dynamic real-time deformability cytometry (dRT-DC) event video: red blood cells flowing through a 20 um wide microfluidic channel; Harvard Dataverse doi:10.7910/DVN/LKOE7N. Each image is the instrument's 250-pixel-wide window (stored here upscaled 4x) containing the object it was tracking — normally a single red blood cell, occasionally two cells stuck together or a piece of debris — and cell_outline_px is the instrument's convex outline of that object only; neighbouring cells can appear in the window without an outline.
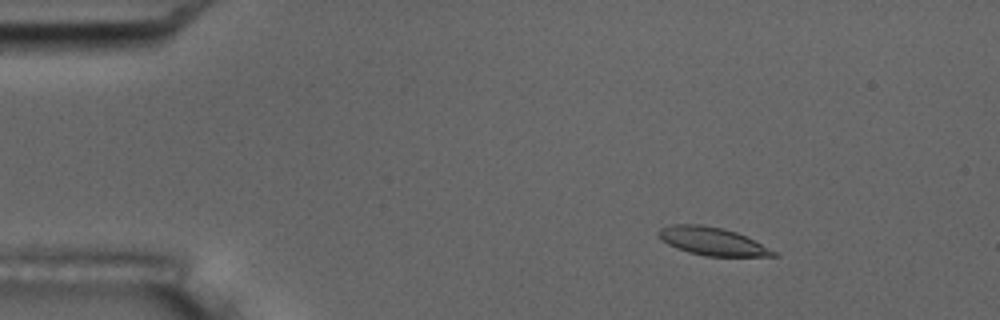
{"species": "common noctule bat (a hibernating species)", "species_latin": "Nyctalus noctula", "temperature_condition": "room temperature", "stored_images_in_passage": 4, "camera_frame_rate_fps": 3000, "um_per_image_px": 0.085, "animal": {"sex": "male", "body_mass_g": 17.5, "forearm_length_mm": 52.3}, "frame": {"image": 1, "passage_image": 2, "time_ms": 1.0, "image_size_px": [1000, 320], "cell_outline_px": [[780, 256], [704, 256], [688, 252], [676, 248], [660, 240], [656, 232], [660, 228], [672, 224], [700, 224], [724, 228], [736, 232], [776, 252]], "centroid_in_image_um": [60.46, 20.5], "position_along_channel_um": 24.5, "area_um2": 18.67}}
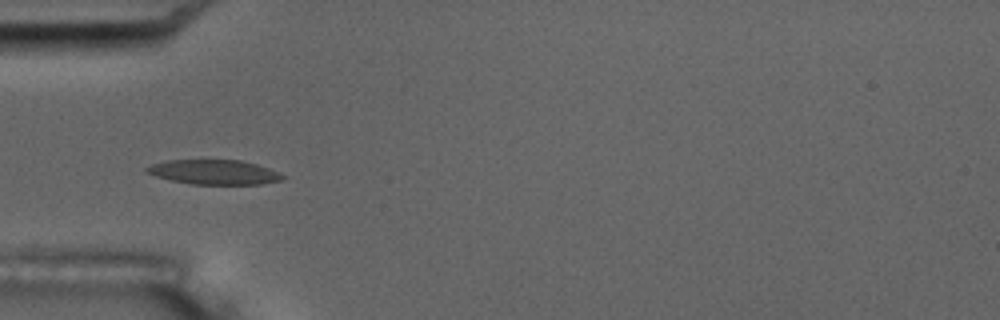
{"frame": {"image": 2, "passage_image": 4, "time_ms": 4.333, "image_size_px": [1000, 320], "cell_outline_px": [[288, 176], [284, 180], [260, 184], [192, 184], [172, 180], [156, 176], [144, 172], [144, 168], [152, 164], [168, 160], [240, 160], [256, 164], [280, 172]], "centroid_in_image_um": [18.24, 14.63], "position_along_channel_um": 66.8, "area_um2": 19.59}}